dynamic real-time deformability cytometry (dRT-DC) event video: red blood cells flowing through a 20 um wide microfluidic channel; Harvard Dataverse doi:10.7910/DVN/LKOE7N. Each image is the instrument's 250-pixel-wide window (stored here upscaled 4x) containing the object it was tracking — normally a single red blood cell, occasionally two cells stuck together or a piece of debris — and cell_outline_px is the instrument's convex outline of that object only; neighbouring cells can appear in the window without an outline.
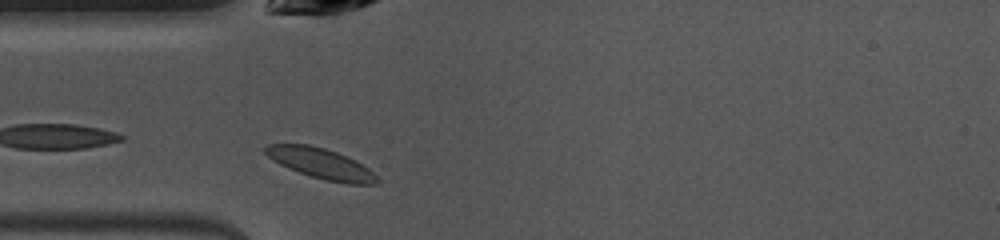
{"species": "common noctule bat (a hibernating species)", "species_latin": "Nyctalus noctula", "temperature_condition": "warm", "stored_images_in_passage": 9, "camera_frame_rate_fps": 3000, "um_per_image_px": 0.085, "animal": {"sex": "female", "body_mass_g": 10.0, "forearm_length_mm": 53.1}, "frame": {"image": 1, "passage_image": 1, "time_ms": 0.0, "image_size_px": [1000, 240], "cell_outline_px": [[380, 180], [376, 184], [348, 184], [324, 180], [300, 172], [280, 164], [272, 160], [264, 152], [264, 144], [308, 144], [324, 148], [336, 152], [356, 160], [368, 168]], "centroid_in_image_um": [27.28, 13.89], "position_along_channel_um": 57.7, "area_um2": 19.71}}